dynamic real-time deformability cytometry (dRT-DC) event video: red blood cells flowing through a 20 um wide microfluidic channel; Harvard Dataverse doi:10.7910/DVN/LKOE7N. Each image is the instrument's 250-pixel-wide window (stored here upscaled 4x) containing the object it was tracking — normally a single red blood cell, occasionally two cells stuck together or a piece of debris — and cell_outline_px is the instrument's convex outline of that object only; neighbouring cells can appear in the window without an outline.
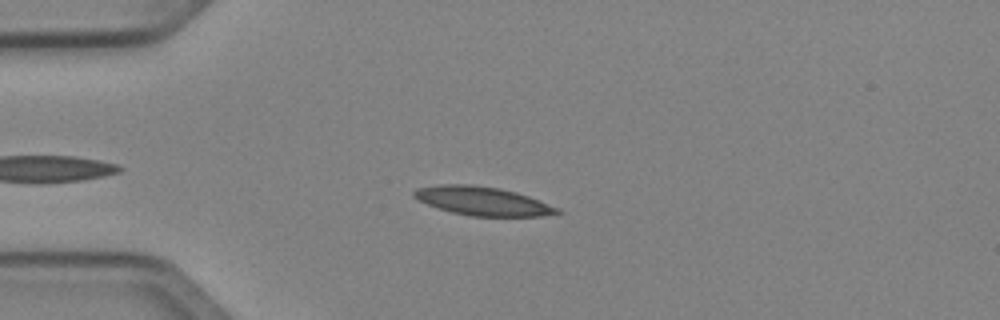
{"species": "Egyptian fruit bat (a non-hibernating species)", "species_latin": "Rousettus aegyptiacus", "temperature_condition": "cold", "stored_images_in_passage": 36, "camera_frame_rate_fps": 3000, "um_per_image_px": 0.085, "animal": {"sex": "female"}, "frame": {"image": 1, "passage_image": 6, "time_ms": 1.667, "image_size_px": [1000, 320], "cell_outline_px": [[564, 212], [540, 216], [472, 216], [452, 212], [428, 204], [412, 196], [412, 192], [416, 188], [440, 184], [472, 184], [500, 188], [516, 192], [528, 196], [560, 208]], "centroid_in_image_um": [41.03, 17.08], "position_along_channel_um": 44.0, "area_um2": 23.87}}
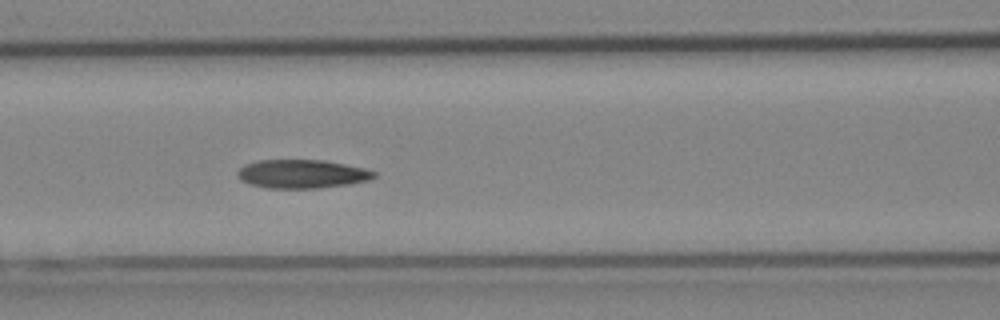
{"frame": {"image": 2, "passage_image": 15, "time_ms": 4.667, "image_size_px": [1000, 320], "cell_outline_px": [[376, 176], [368, 180], [348, 184], [320, 188], [264, 188], [240, 180], [236, 176], [236, 172], [244, 164], [256, 160], [324, 160], [364, 168], [376, 172]], "centroid_in_image_um": [25.62, 14.78], "position_along_channel_um": 141.0, "area_um2": 22.83}}
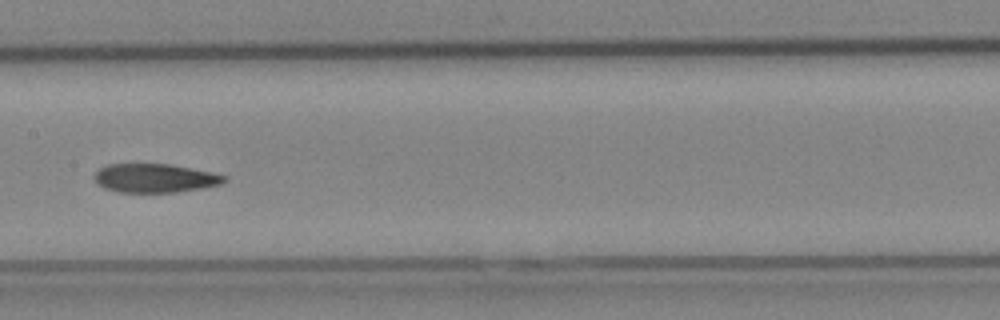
{"frame": {"image": 3, "passage_image": 19, "time_ms": 6.0, "image_size_px": [1000, 320], "cell_outline_px": [[228, 180], [220, 184], [200, 188], [176, 192], [116, 192], [104, 188], [96, 184], [92, 176], [100, 168], [108, 164], [172, 164], [212, 172], [228, 176]], "centroid_in_image_um": [13.14, 15.14], "position_along_channel_um": 194.3, "area_um2": 21.96}, "authors_computed_cell_mechanics": {"area_um2": 22.9466, "velocity_mm_per_s": 4.0243, "shape_relaxation_time_tau1_ms": 9.6409, "shape_relaxation_time_tau2_ms": 3.4676, "deformation_change_tau1": 0.2057, "deformation_change_tau2": 0.108}}